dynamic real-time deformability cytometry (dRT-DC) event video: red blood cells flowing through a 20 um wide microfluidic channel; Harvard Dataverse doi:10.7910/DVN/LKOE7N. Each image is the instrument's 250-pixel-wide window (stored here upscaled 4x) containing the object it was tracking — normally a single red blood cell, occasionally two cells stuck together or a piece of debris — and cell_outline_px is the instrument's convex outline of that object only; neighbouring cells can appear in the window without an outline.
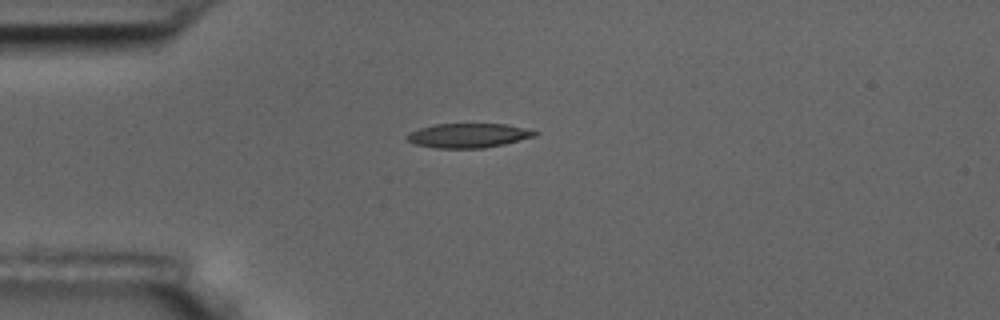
{"species": "common noctule bat (a hibernating species)", "species_latin": "Nyctalus noctula", "temperature_condition": "room temperature", "stored_images_in_passage": 12, "camera_frame_rate_fps": 3000, "um_per_image_px": 0.085, "animal": {"sex": "male", "body_mass_g": 17.5, "forearm_length_mm": 52.3}, "frame": {"image": 1, "passage_image": 1, "time_ms": 0.0, "image_size_px": [1000, 320], "cell_outline_px": [[540, 132], [536, 136], [504, 144], [484, 148], [436, 148], [416, 144], [408, 140], [404, 136], [408, 132], [420, 128], [436, 124], [508, 124]], "centroid_in_image_um": [39.81, 11.51], "position_along_channel_um": 45.2, "area_um2": 18.15}}
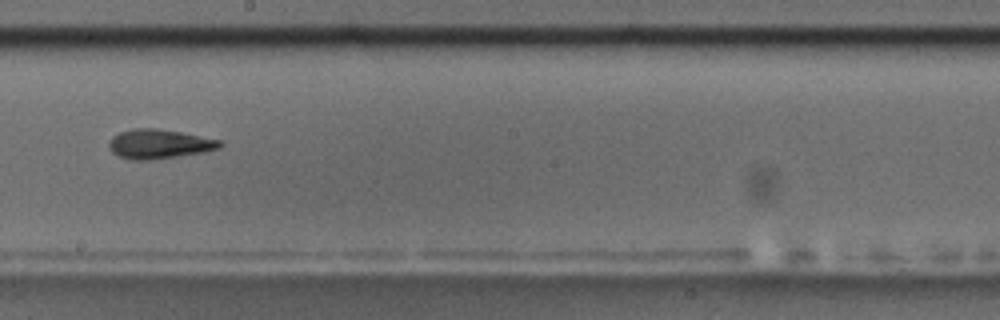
{"frame": {"image": 2, "passage_image": 6, "time_ms": 5.667, "image_size_px": [1000, 320], "cell_outline_px": [[224, 144], [220, 148], [204, 152], [148, 160], [132, 160], [120, 156], [112, 152], [108, 144], [108, 140], [112, 136], [120, 132], [132, 128], [156, 128], [180, 132], [220, 140]], "centroid_in_image_um": [13.51, 12.23], "position_along_channel_um": 234.7, "area_um2": 18.9}}
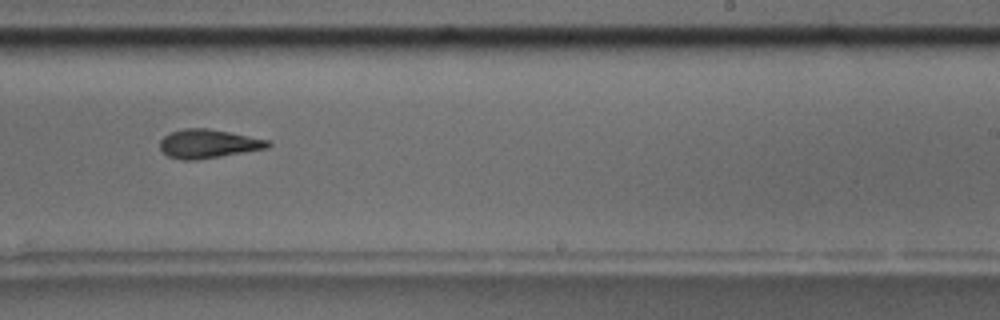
{"frame": {"image": 3, "passage_image": 7, "time_ms": 6.667, "image_size_px": [1000, 320], "cell_outline_px": [[272, 144], [268, 148], [196, 160], [184, 160], [168, 156], [160, 148], [160, 140], [168, 132], [184, 128], [208, 128], [272, 140]], "centroid_in_image_um": [17.72, 12.2], "position_along_channel_um": 271.3, "area_um2": 18.21}, "authors_computed_cell_mechanics": {"area_um2": 18.1781, "velocity_mm_per_s": 3.6648, "shape_relaxation_time_tau1_ms": 10.0761, "shape_relaxation_time_tau2_ms": 9.7706, "deformation_change_tau1": 0.219, "deformation_change_tau2": 0.2095}}